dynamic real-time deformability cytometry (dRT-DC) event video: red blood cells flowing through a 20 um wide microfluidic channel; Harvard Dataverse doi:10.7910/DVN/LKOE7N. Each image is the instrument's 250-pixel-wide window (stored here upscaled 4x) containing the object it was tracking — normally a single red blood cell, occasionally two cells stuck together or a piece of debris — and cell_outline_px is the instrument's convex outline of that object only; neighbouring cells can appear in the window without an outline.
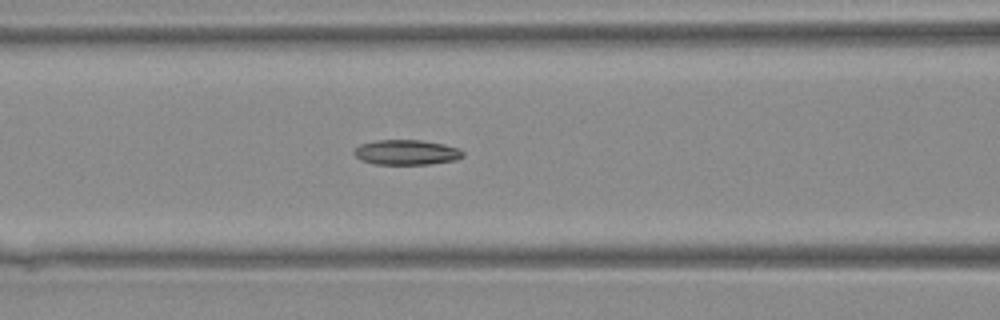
{"species": "Egyptian fruit bat (a non-hibernating species)", "species_latin": "Rousettus aegyptiacus", "temperature_condition": "warm", "stored_images_in_passage": 37, "camera_frame_rate_fps": 3000, "um_per_image_px": 0.085, "animal": {"sex": "female"}, "frame": {"image": 1, "passage_image": 15, "time_ms": 4.667, "image_size_px": [1000, 320], "cell_outline_px": [[464, 156], [456, 160], [432, 164], [376, 164], [360, 160], [352, 152], [360, 144], [376, 140], [420, 140], [444, 144], [460, 148], [464, 152]], "centroid_in_image_um": [34.57, 12.95], "position_along_channel_um": 132.0, "area_um2": 16.01}}
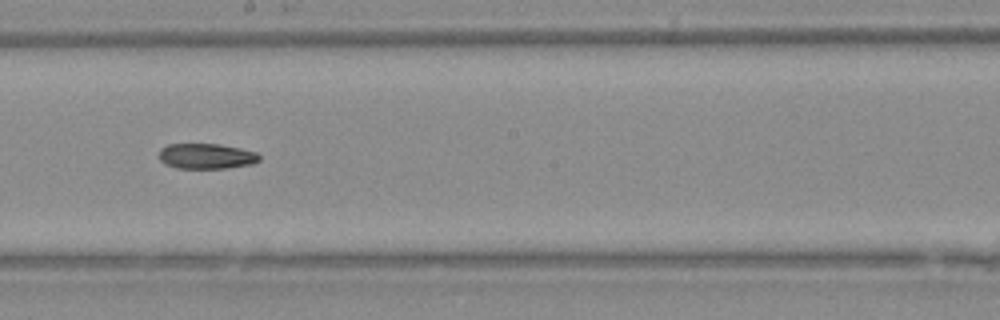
{"frame": {"image": 2, "passage_image": 21, "time_ms": 6.667, "image_size_px": [1000, 320], "cell_outline_px": [[260, 160], [252, 164], [228, 168], [176, 168], [160, 160], [160, 148], [168, 144], [220, 144], [240, 148], [256, 152], [260, 156]], "centroid_in_image_um": [17.57, 13.27], "position_along_channel_um": 230.6, "area_um2": 14.8}}
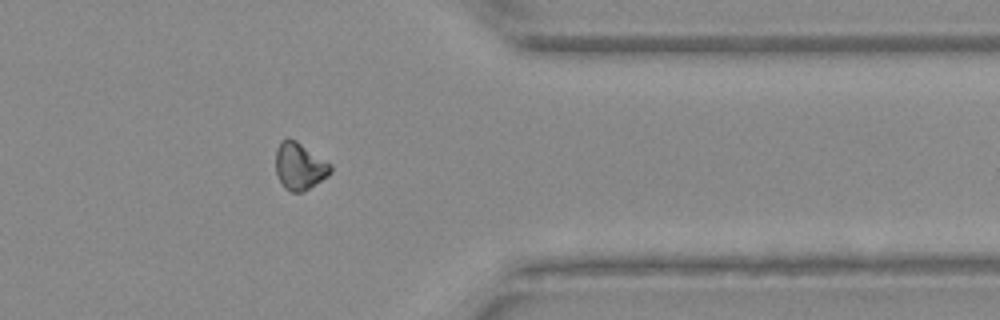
{"frame": {"image": 3, "passage_image": 31, "time_ms": 10.0, "image_size_px": [1000, 320], "cell_outline_px": [[332, 172], [328, 176], [304, 192], [292, 192], [284, 188], [276, 172], [276, 148], [280, 140], [296, 140], [332, 164]], "centroid_in_image_um": [25.48, 14.14], "position_along_channel_um": 385.9, "area_um2": 15.09}}